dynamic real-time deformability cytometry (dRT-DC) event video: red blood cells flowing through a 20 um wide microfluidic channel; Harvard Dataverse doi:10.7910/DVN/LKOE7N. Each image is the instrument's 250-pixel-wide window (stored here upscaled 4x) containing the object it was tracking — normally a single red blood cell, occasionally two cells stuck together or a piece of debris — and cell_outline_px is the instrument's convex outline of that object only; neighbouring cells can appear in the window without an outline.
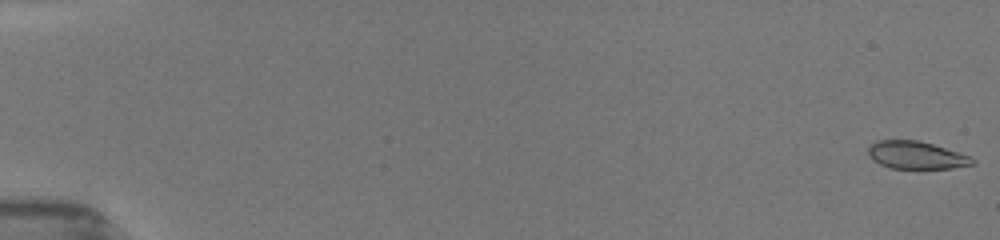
{"species": "common noctule bat (a hibernating species)", "species_latin": "Nyctalus noctula", "temperature_condition": "room temperature", "stored_images_in_passage": 31, "camera_frame_rate_fps": 3000, "um_per_image_px": 0.085, "animal": {"sex": "female", "body_mass_g": 19.5, "forearm_length_mm": 54.1}, "frame": {"image": 1, "passage_image": 1, "time_ms": 0.0, "image_size_px": [1000, 240], "cell_outline_px": [[976, 160], [972, 164], [948, 168], [892, 168], [880, 164], [872, 160], [868, 152], [868, 148], [872, 144], [880, 140], [916, 140], [932, 144], [968, 156]], "centroid_in_image_um": [77.83, 13.19], "position_along_channel_um": 7.2, "area_um2": 16.3}}
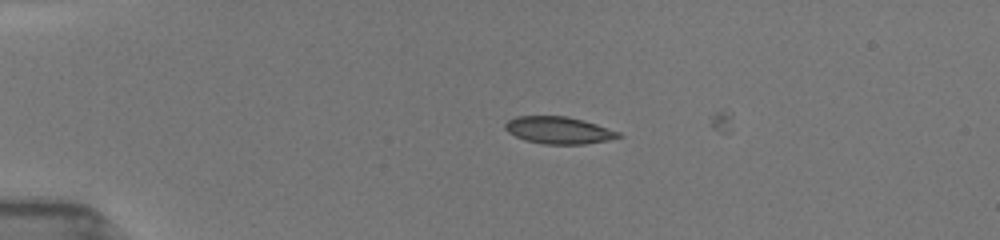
{"frame": {"image": 2, "passage_image": 29, "time_ms": 4.0, "image_size_px": [1000, 240], "cell_outline_px": [[620, 136], [604, 140], [584, 144], [544, 144], [524, 140], [516, 136], [504, 128], [504, 124], [508, 120], [520, 116], [564, 116], [596, 124], [620, 132]], "centroid_in_image_um": [47.44, 11.07], "position_along_channel_um": 37.6, "area_um2": 17.46}}